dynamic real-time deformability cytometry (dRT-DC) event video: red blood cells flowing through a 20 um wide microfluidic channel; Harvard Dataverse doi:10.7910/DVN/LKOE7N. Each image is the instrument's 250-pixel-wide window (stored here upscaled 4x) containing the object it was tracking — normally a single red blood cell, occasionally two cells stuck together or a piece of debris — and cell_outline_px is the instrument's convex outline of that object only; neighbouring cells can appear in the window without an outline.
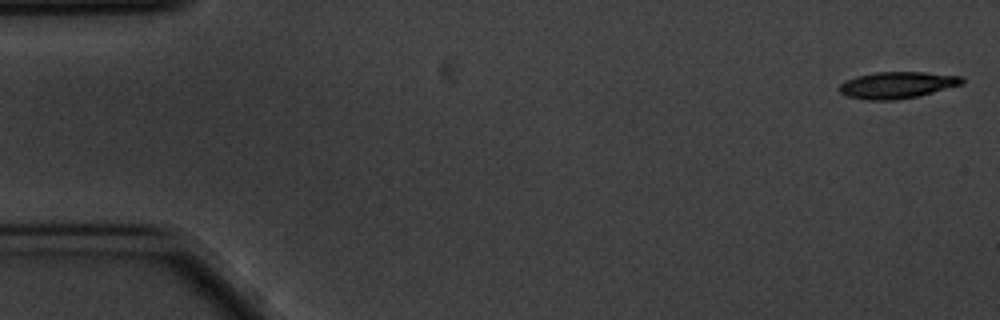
{"species": "common noctule bat (a hibernating species)", "species_latin": "Nyctalus noctula", "temperature_condition": "cold", "stored_images_in_passage": 56, "camera_frame_rate_fps": 3000, "um_per_image_px": 0.085, "animal": {"sex": "male", "body_mass_g": 20.1, "forearm_length_mm": 53.5}, "frame": {"image": 1, "passage_image": 1, "time_ms": 0.0, "image_size_px": [1000, 320], "cell_outline_px": [[964, 80], [960, 84], [932, 92], [916, 96], [896, 100], [868, 100], [848, 96], [840, 92], [840, 84], [856, 76], [876, 72], [924, 72], [964, 76]], "centroid_in_image_um": [76.25, 7.22], "position_along_channel_um": 8.7, "area_um2": 18.73}}
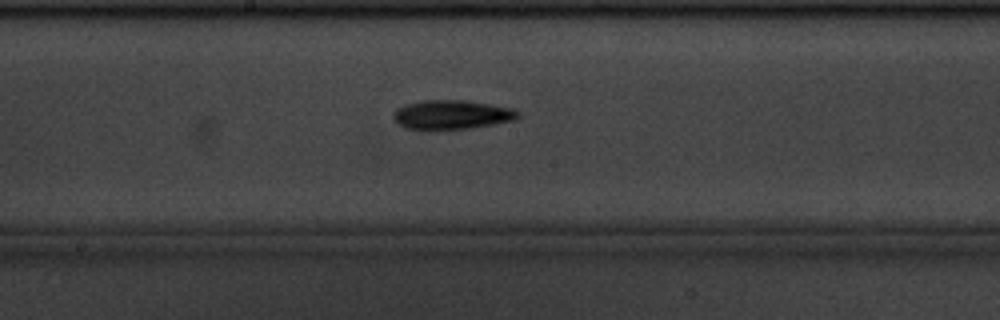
{"frame": {"image": 2, "passage_image": 29, "time_ms": 9.333, "image_size_px": [1000, 320], "cell_outline_px": [[520, 116], [516, 120], [472, 128], [428, 132], [404, 128], [392, 116], [392, 112], [396, 108], [404, 104], [420, 100], [464, 100], [492, 104], [516, 108], [520, 112]], "centroid_in_image_um": [38.39, 9.77], "position_along_channel_um": 209.8, "area_um2": 22.2}}
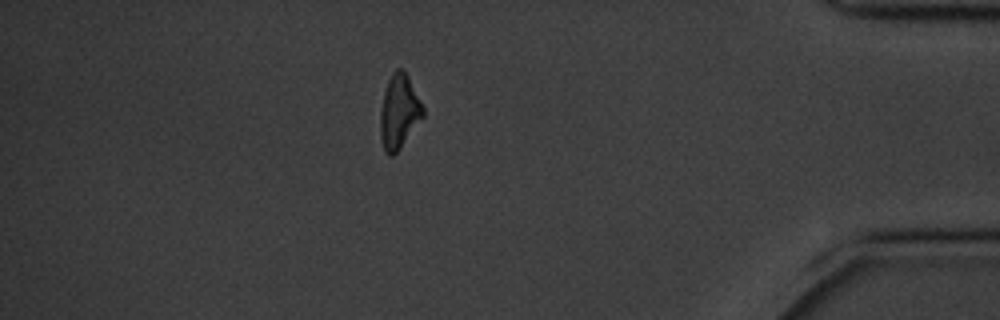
{"frame": {"image": 3, "passage_image": 49, "time_ms": 16.0, "image_size_px": [1000, 320], "cell_outline_px": [[424, 116], [400, 148], [392, 156], [388, 156], [384, 152], [380, 136], [380, 112], [384, 92], [388, 80], [392, 72], [396, 68], [404, 68], [424, 108]], "centroid_in_image_um": [33.91, 9.49], "position_along_channel_um": 401.3, "area_um2": 18.5}, "authors_computed_cell_mechanics": {"area_um2": 19.3919, "velocity_mm_per_s": 3.4926, "shape_relaxation_time_tau1_ms": 2.5761, "shape_relaxation_time_tau2_ms": null, "deformation_change_tau1": 0.1072, "deformation_change_tau2": null}}